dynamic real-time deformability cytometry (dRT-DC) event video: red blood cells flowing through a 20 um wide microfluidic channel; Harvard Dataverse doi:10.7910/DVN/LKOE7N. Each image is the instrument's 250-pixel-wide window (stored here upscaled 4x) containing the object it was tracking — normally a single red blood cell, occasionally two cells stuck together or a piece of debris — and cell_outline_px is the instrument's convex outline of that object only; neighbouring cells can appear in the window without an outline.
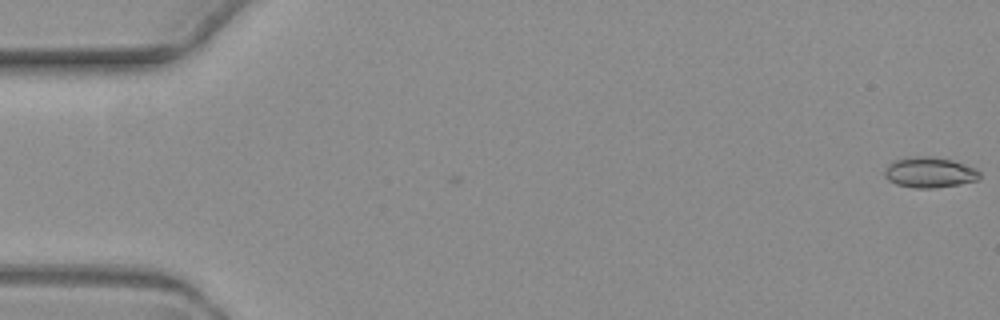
{"species": "common noctule bat (a hibernating species)", "species_latin": "Nyctalus noctula", "temperature_condition": "warm", "stored_images_in_passage": 7, "camera_frame_rate_fps": 3000, "um_per_image_px": 0.085, "animal": {"sex": "female", "body_mass_g": 19.3, "forearm_length_mm": 54.1}, "frame": {"image": 1, "passage_image": 1, "time_ms": 0.0, "image_size_px": [1000, 320], "cell_outline_px": [[980, 176], [976, 180], [960, 184], [932, 188], [916, 188], [896, 184], [888, 180], [884, 176], [884, 168], [892, 160], [912, 156], [932, 156], [952, 160], [976, 168], [980, 172]], "centroid_in_image_um": [78.97, 14.64], "position_along_channel_um": 6.0, "area_um2": 17.05}}
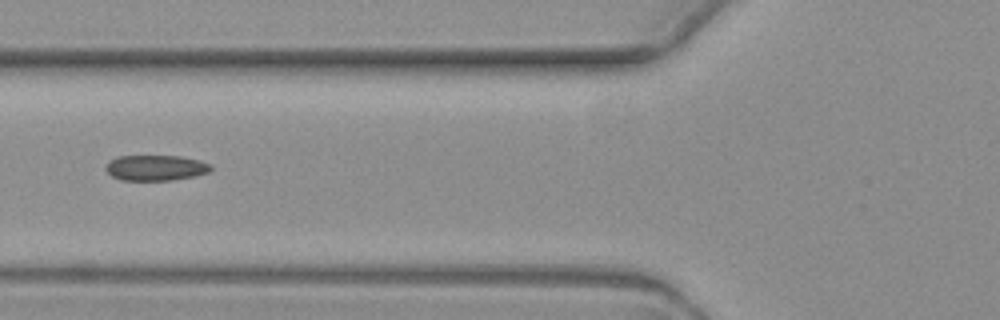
{"frame": {"image": 2, "passage_image": 7, "time_ms": 7.333, "image_size_px": [1000, 320], "cell_outline_px": [[212, 168], [208, 172], [192, 176], [172, 180], [120, 180], [112, 176], [104, 168], [108, 160], [116, 156], [180, 156], [200, 160], [208, 164]], "centroid_in_image_um": [13.17, 14.25], "position_along_channel_um": 112.6, "area_um2": 15.61}}